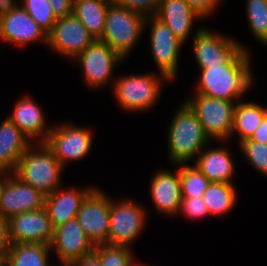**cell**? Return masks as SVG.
Returning <instances> with one entry per match:
<instances>
[{
  "mask_svg": "<svg viewBox=\"0 0 267 266\" xmlns=\"http://www.w3.org/2000/svg\"><path fill=\"white\" fill-rule=\"evenodd\" d=\"M249 53L242 49L227 65L201 69L198 94L234 101L240 98L252 83Z\"/></svg>",
  "mask_w": 267,
  "mask_h": 266,
  "instance_id": "6da1fadb",
  "label": "cell"
},
{
  "mask_svg": "<svg viewBox=\"0 0 267 266\" xmlns=\"http://www.w3.org/2000/svg\"><path fill=\"white\" fill-rule=\"evenodd\" d=\"M169 128V158L178 165L194 158L210 140L197 116L185 103L174 116Z\"/></svg>",
  "mask_w": 267,
  "mask_h": 266,
  "instance_id": "7a4b0ae2",
  "label": "cell"
},
{
  "mask_svg": "<svg viewBox=\"0 0 267 266\" xmlns=\"http://www.w3.org/2000/svg\"><path fill=\"white\" fill-rule=\"evenodd\" d=\"M31 146L18 161L14 174L23 182L47 196L59 186V178L64 168L45 143L39 144V149Z\"/></svg>",
  "mask_w": 267,
  "mask_h": 266,
  "instance_id": "3957f363",
  "label": "cell"
},
{
  "mask_svg": "<svg viewBox=\"0 0 267 266\" xmlns=\"http://www.w3.org/2000/svg\"><path fill=\"white\" fill-rule=\"evenodd\" d=\"M148 19L137 12L111 3L107 9L104 33L99 40L106 42L124 59L136 44L139 35L143 33L145 23L150 22Z\"/></svg>",
  "mask_w": 267,
  "mask_h": 266,
  "instance_id": "277c9868",
  "label": "cell"
},
{
  "mask_svg": "<svg viewBox=\"0 0 267 266\" xmlns=\"http://www.w3.org/2000/svg\"><path fill=\"white\" fill-rule=\"evenodd\" d=\"M185 102L197 116L209 139L224 140L231 136L235 104L225 99L211 98L196 93Z\"/></svg>",
  "mask_w": 267,
  "mask_h": 266,
  "instance_id": "5b68a950",
  "label": "cell"
},
{
  "mask_svg": "<svg viewBox=\"0 0 267 266\" xmlns=\"http://www.w3.org/2000/svg\"><path fill=\"white\" fill-rule=\"evenodd\" d=\"M111 199L93 189L81 203L76 220L93 245L108 243Z\"/></svg>",
  "mask_w": 267,
  "mask_h": 266,
  "instance_id": "8992f818",
  "label": "cell"
},
{
  "mask_svg": "<svg viewBox=\"0 0 267 266\" xmlns=\"http://www.w3.org/2000/svg\"><path fill=\"white\" fill-rule=\"evenodd\" d=\"M92 134L86 128L70 125L52 127L44 142L64 167L69 160H79L89 153L92 146Z\"/></svg>",
  "mask_w": 267,
  "mask_h": 266,
  "instance_id": "52a82bcc",
  "label": "cell"
},
{
  "mask_svg": "<svg viewBox=\"0 0 267 266\" xmlns=\"http://www.w3.org/2000/svg\"><path fill=\"white\" fill-rule=\"evenodd\" d=\"M94 40L95 38L73 13L57 18L52 30L47 34V44L52 49L74 59Z\"/></svg>",
  "mask_w": 267,
  "mask_h": 266,
  "instance_id": "ba28073f",
  "label": "cell"
},
{
  "mask_svg": "<svg viewBox=\"0 0 267 266\" xmlns=\"http://www.w3.org/2000/svg\"><path fill=\"white\" fill-rule=\"evenodd\" d=\"M143 207L132 201L114 203L111 199L108 244L128 246L144 228Z\"/></svg>",
  "mask_w": 267,
  "mask_h": 266,
  "instance_id": "9c48e42d",
  "label": "cell"
},
{
  "mask_svg": "<svg viewBox=\"0 0 267 266\" xmlns=\"http://www.w3.org/2000/svg\"><path fill=\"white\" fill-rule=\"evenodd\" d=\"M160 79L151 74L121 77L115 83L119 105L128 110H144L155 103L160 92Z\"/></svg>",
  "mask_w": 267,
  "mask_h": 266,
  "instance_id": "30bf717a",
  "label": "cell"
},
{
  "mask_svg": "<svg viewBox=\"0 0 267 266\" xmlns=\"http://www.w3.org/2000/svg\"><path fill=\"white\" fill-rule=\"evenodd\" d=\"M244 47L231 38L200 29L194 36V53L200 69L227 65Z\"/></svg>",
  "mask_w": 267,
  "mask_h": 266,
  "instance_id": "8fae6325",
  "label": "cell"
},
{
  "mask_svg": "<svg viewBox=\"0 0 267 266\" xmlns=\"http://www.w3.org/2000/svg\"><path fill=\"white\" fill-rule=\"evenodd\" d=\"M151 20V51L162 79L173 80L177 73L178 54L183 44L157 17L148 16ZM153 23V24H152Z\"/></svg>",
  "mask_w": 267,
  "mask_h": 266,
  "instance_id": "7c38bea8",
  "label": "cell"
},
{
  "mask_svg": "<svg viewBox=\"0 0 267 266\" xmlns=\"http://www.w3.org/2000/svg\"><path fill=\"white\" fill-rule=\"evenodd\" d=\"M76 59L82 66L84 80L92 87L107 83L115 64L123 60L106 42L99 39H95Z\"/></svg>",
  "mask_w": 267,
  "mask_h": 266,
  "instance_id": "4fadbf2b",
  "label": "cell"
},
{
  "mask_svg": "<svg viewBox=\"0 0 267 266\" xmlns=\"http://www.w3.org/2000/svg\"><path fill=\"white\" fill-rule=\"evenodd\" d=\"M45 195L23 182L14 173L7 177L0 200V215L6 219L44 208Z\"/></svg>",
  "mask_w": 267,
  "mask_h": 266,
  "instance_id": "5bb4252c",
  "label": "cell"
},
{
  "mask_svg": "<svg viewBox=\"0 0 267 266\" xmlns=\"http://www.w3.org/2000/svg\"><path fill=\"white\" fill-rule=\"evenodd\" d=\"M12 243H51L54 228L44 208L12 216L9 219Z\"/></svg>",
  "mask_w": 267,
  "mask_h": 266,
  "instance_id": "9a60e30c",
  "label": "cell"
},
{
  "mask_svg": "<svg viewBox=\"0 0 267 266\" xmlns=\"http://www.w3.org/2000/svg\"><path fill=\"white\" fill-rule=\"evenodd\" d=\"M50 248L55 247L63 265H71L84 255L94 251V245L84 234L76 219L54 228Z\"/></svg>",
  "mask_w": 267,
  "mask_h": 266,
  "instance_id": "2e32d148",
  "label": "cell"
},
{
  "mask_svg": "<svg viewBox=\"0 0 267 266\" xmlns=\"http://www.w3.org/2000/svg\"><path fill=\"white\" fill-rule=\"evenodd\" d=\"M1 39L18 46L26 45L37 39H42L47 43V33L28 15L22 6L17 5L8 14L0 17Z\"/></svg>",
  "mask_w": 267,
  "mask_h": 266,
  "instance_id": "e0dca14e",
  "label": "cell"
},
{
  "mask_svg": "<svg viewBox=\"0 0 267 266\" xmlns=\"http://www.w3.org/2000/svg\"><path fill=\"white\" fill-rule=\"evenodd\" d=\"M150 187L151 198L160 212L169 215L179 212L182 201L179 169L175 175L165 170L157 171Z\"/></svg>",
  "mask_w": 267,
  "mask_h": 266,
  "instance_id": "ac0fdd59",
  "label": "cell"
},
{
  "mask_svg": "<svg viewBox=\"0 0 267 266\" xmlns=\"http://www.w3.org/2000/svg\"><path fill=\"white\" fill-rule=\"evenodd\" d=\"M94 188L81 191L70 189L63 192L56 189L53 193L45 196L44 209L52 223L53 228L75 219L81 203Z\"/></svg>",
  "mask_w": 267,
  "mask_h": 266,
  "instance_id": "d6986e66",
  "label": "cell"
},
{
  "mask_svg": "<svg viewBox=\"0 0 267 266\" xmlns=\"http://www.w3.org/2000/svg\"><path fill=\"white\" fill-rule=\"evenodd\" d=\"M154 16L166 24L182 43L188 37L192 23L200 18L185 0H161Z\"/></svg>",
  "mask_w": 267,
  "mask_h": 266,
  "instance_id": "ffe728a7",
  "label": "cell"
},
{
  "mask_svg": "<svg viewBox=\"0 0 267 266\" xmlns=\"http://www.w3.org/2000/svg\"><path fill=\"white\" fill-rule=\"evenodd\" d=\"M29 141L17 126L6 118L0 125V170H12L14 173L20 157L31 146Z\"/></svg>",
  "mask_w": 267,
  "mask_h": 266,
  "instance_id": "44dd1931",
  "label": "cell"
},
{
  "mask_svg": "<svg viewBox=\"0 0 267 266\" xmlns=\"http://www.w3.org/2000/svg\"><path fill=\"white\" fill-rule=\"evenodd\" d=\"M29 139L39 136V143H44L52 128L45 127V117L41 108L30 98L20 99L14 113L8 117Z\"/></svg>",
  "mask_w": 267,
  "mask_h": 266,
  "instance_id": "7402d4cb",
  "label": "cell"
},
{
  "mask_svg": "<svg viewBox=\"0 0 267 266\" xmlns=\"http://www.w3.org/2000/svg\"><path fill=\"white\" fill-rule=\"evenodd\" d=\"M205 151L202 150L199 153L195 166L211 182L232 184L230 178L234 173V162H232L229 152L223 148Z\"/></svg>",
  "mask_w": 267,
  "mask_h": 266,
  "instance_id": "603a6c76",
  "label": "cell"
},
{
  "mask_svg": "<svg viewBox=\"0 0 267 266\" xmlns=\"http://www.w3.org/2000/svg\"><path fill=\"white\" fill-rule=\"evenodd\" d=\"M110 4L106 0H74L73 14L95 39H100L104 33L107 9Z\"/></svg>",
  "mask_w": 267,
  "mask_h": 266,
  "instance_id": "cb8c5ba5",
  "label": "cell"
},
{
  "mask_svg": "<svg viewBox=\"0 0 267 266\" xmlns=\"http://www.w3.org/2000/svg\"><path fill=\"white\" fill-rule=\"evenodd\" d=\"M266 115L267 109L258 104L238 102L234 108L231 134L238 132L240 142L251 138Z\"/></svg>",
  "mask_w": 267,
  "mask_h": 266,
  "instance_id": "d4e9b609",
  "label": "cell"
},
{
  "mask_svg": "<svg viewBox=\"0 0 267 266\" xmlns=\"http://www.w3.org/2000/svg\"><path fill=\"white\" fill-rule=\"evenodd\" d=\"M50 246L39 243H11L6 266H49Z\"/></svg>",
  "mask_w": 267,
  "mask_h": 266,
  "instance_id": "484cf974",
  "label": "cell"
},
{
  "mask_svg": "<svg viewBox=\"0 0 267 266\" xmlns=\"http://www.w3.org/2000/svg\"><path fill=\"white\" fill-rule=\"evenodd\" d=\"M209 214L223 215L229 212L236 202V190L232 184L211 182L203 194Z\"/></svg>",
  "mask_w": 267,
  "mask_h": 266,
  "instance_id": "4316f807",
  "label": "cell"
},
{
  "mask_svg": "<svg viewBox=\"0 0 267 266\" xmlns=\"http://www.w3.org/2000/svg\"><path fill=\"white\" fill-rule=\"evenodd\" d=\"M180 165L182 198L203 197L211 181L196 166H184V163H180Z\"/></svg>",
  "mask_w": 267,
  "mask_h": 266,
  "instance_id": "83f0119b",
  "label": "cell"
},
{
  "mask_svg": "<svg viewBox=\"0 0 267 266\" xmlns=\"http://www.w3.org/2000/svg\"><path fill=\"white\" fill-rule=\"evenodd\" d=\"M128 247L105 243L95 245L94 252L98 255L102 266H134L135 262H133L134 259Z\"/></svg>",
  "mask_w": 267,
  "mask_h": 266,
  "instance_id": "f1b7e54d",
  "label": "cell"
},
{
  "mask_svg": "<svg viewBox=\"0 0 267 266\" xmlns=\"http://www.w3.org/2000/svg\"><path fill=\"white\" fill-rule=\"evenodd\" d=\"M247 17L254 36L267 45V0H247Z\"/></svg>",
  "mask_w": 267,
  "mask_h": 266,
  "instance_id": "f546056e",
  "label": "cell"
},
{
  "mask_svg": "<svg viewBox=\"0 0 267 266\" xmlns=\"http://www.w3.org/2000/svg\"><path fill=\"white\" fill-rule=\"evenodd\" d=\"M22 6L28 15L48 34L57 18L48 0H23Z\"/></svg>",
  "mask_w": 267,
  "mask_h": 266,
  "instance_id": "4dcf8cb0",
  "label": "cell"
},
{
  "mask_svg": "<svg viewBox=\"0 0 267 266\" xmlns=\"http://www.w3.org/2000/svg\"><path fill=\"white\" fill-rule=\"evenodd\" d=\"M241 150L258 171L267 175V144L246 139L240 142Z\"/></svg>",
  "mask_w": 267,
  "mask_h": 266,
  "instance_id": "1f68e13d",
  "label": "cell"
},
{
  "mask_svg": "<svg viewBox=\"0 0 267 266\" xmlns=\"http://www.w3.org/2000/svg\"><path fill=\"white\" fill-rule=\"evenodd\" d=\"M115 3L148 17L155 15L161 0H116Z\"/></svg>",
  "mask_w": 267,
  "mask_h": 266,
  "instance_id": "d6a6232c",
  "label": "cell"
},
{
  "mask_svg": "<svg viewBox=\"0 0 267 266\" xmlns=\"http://www.w3.org/2000/svg\"><path fill=\"white\" fill-rule=\"evenodd\" d=\"M184 212L188 217L200 218L209 214L207 205L205 204L203 197L182 198L180 203L179 212Z\"/></svg>",
  "mask_w": 267,
  "mask_h": 266,
  "instance_id": "836d02e7",
  "label": "cell"
},
{
  "mask_svg": "<svg viewBox=\"0 0 267 266\" xmlns=\"http://www.w3.org/2000/svg\"><path fill=\"white\" fill-rule=\"evenodd\" d=\"M202 18L215 10L220 0H185Z\"/></svg>",
  "mask_w": 267,
  "mask_h": 266,
  "instance_id": "e575fe53",
  "label": "cell"
},
{
  "mask_svg": "<svg viewBox=\"0 0 267 266\" xmlns=\"http://www.w3.org/2000/svg\"><path fill=\"white\" fill-rule=\"evenodd\" d=\"M53 14L56 18H62L64 16L73 13V1L74 0H48Z\"/></svg>",
  "mask_w": 267,
  "mask_h": 266,
  "instance_id": "d590c367",
  "label": "cell"
},
{
  "mask_svg": "<svg viewBox=\"0 0 267 266\" xmlns=\"http://www.w3.org/2000/svg\"><path fill=\"white\" fill-rule=\"evenodd\" d=\"M11 243L9 219L0 215V250H9Z\"/></svg>",
  "mask_w": 267,
  "mask_h": 266,
  "instance_id": "8d00e7d4",
  "label": "cell"
},
{
  "mask_svg": "<svg viewBox=\"0 0 267 266\" xmlns=\"http://www.w3.org/2000/svg\"><path fill=\"white\" fill-rule=\"evenodd\" d=\"M70 266H102L98 255L92 251L84 255L81 259L76 260Z\"/></svg>",
  "mask_w": 267,
  "mask_h": 266,
  "instance_id": "74e56055",
  "label": "cell"
},
{
  "mask_svg": "<svg viewBox=\"0 0 267 266\" xmlns=\"http://www.w3.org/2000/svg\"><path fill=\"white\" fill-rule=\"evenodd\" d=\"M259 143L267 144V115L250 138Z\"/></svg>",
  "mask_w": 267,
  "mask_h": 266,
  "instance_id": "f35d334b",
  "label": "cell"
},
{
  "mask_svg": "<svg viewBox=\"0 0 267 266\" xmlns=\"http://www.w3.org/2000/svg\"><path fill=\"white\" fill-rule=\"evenodd\" d=\"M17 4L13 0H0V17L12 11Z\"/></svg>",
  "mask_w": 267,
  "mask_h": 266,
  "instance_id": "ab89813d",
  "label": "cell"
},
{
  "mask_svg": "<svg viewBox=\"0 0 267 266\" xmlns=\"http://www.w3.org/2000/svg\"><path fill=\"white\" fill-rule=\"evenodd\" d=\"M9 250H0V266H6V255Z\"/></svg>",
  "mask_w": 267,
  "mask_h": 266,
  "instance_id": "60d3db41",
  "label": "cell"
},
{
  "mask_svg": "<svg viewBox=\"0 0 267 266\" xmlns=\"http://www.w3.org/2000/svg\"><path fill=\"white\" fill-rule=\"evenodd\" d=\"M5 172L6 171H2V170H0V176H4V174H5ZM4 177H6V178H0V200H1V194H2V191H3V186H4V184H5V181H6V179H7V177H8V175L6 176H4ZM2 179V180H1Z\"/></svg>",
  "mask_w": 267,
  "mask_h": 266,
  "instance_id": "b9f144b4",
  "label": "cell"
},
{
  "mask_svg": "<svg viewBox=\"0 0 267 266\" xmlns=\"http://www.w3.org/2000/svg\"><path fill=\"white\" fill-rule=\"evenodd\" d=\"M106 1H108L110 3H115L116 2V0H106Z\"/></svg>",
  "mask_w": 267,
  "mask_h": 266,
  "instance_id": "7bdbcfd3",
  "label": "cell"
}]
</instances>
